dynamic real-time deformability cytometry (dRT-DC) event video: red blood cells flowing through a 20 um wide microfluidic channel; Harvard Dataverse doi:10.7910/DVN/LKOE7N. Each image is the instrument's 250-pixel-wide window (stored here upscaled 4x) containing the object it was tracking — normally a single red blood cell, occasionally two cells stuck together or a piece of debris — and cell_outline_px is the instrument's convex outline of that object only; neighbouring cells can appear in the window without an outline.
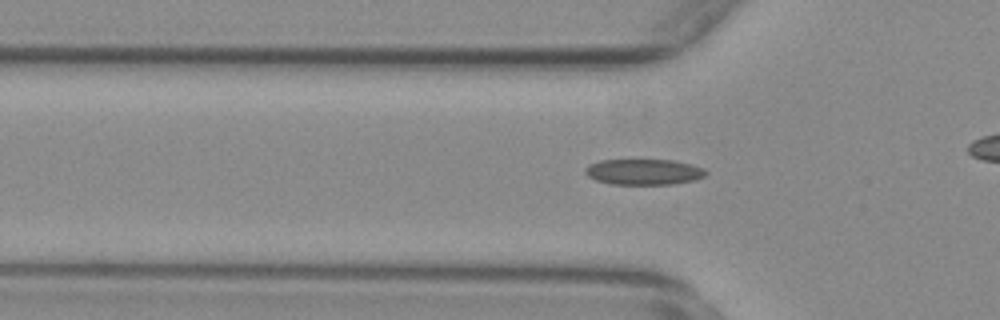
{"species": "common noctule bat (a hibernating species)", "species_latin": "Nyctalus noctula", "temperature_condition": "warm", "stored_images_in_passage": 32, "camera_frame_rate_fps": 3000, "um_per_image_px": 0.085, "animal": {"sex": "female", "body_mass_g": 29.2, "forearm_length_mm": 56.3}, "frame": {"image": 1, "passage_image": 6, "time_ms": 1.667, "image_size_px": [1000, 320], "cell_outline_px": [[708, 172], [704, 176], [696, 180], [672, 184], [612, 184], [596, 180], [588, 176], [584, 172], [584, 168], [588, 164], [600, 160], [672, 160], [692, 164], [704, 168]], "centroid_in_image_um": [54.72, 14.6], "position_along_channel_um": 71.1, "area_um2": 18.21}}
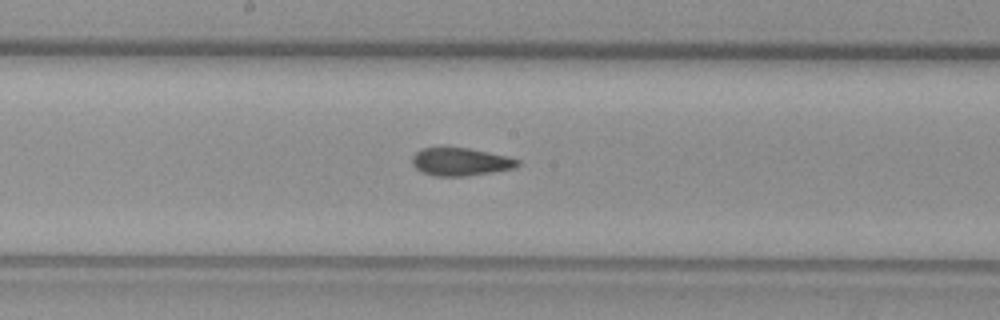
{"frame": {"image": 2, "passage_image": 17, "time_ms": 5.333, "image_size_px": [1000, 320], "cell_outline_px": [[520, 164], [516, 168], [492, 172], [464, 176], [436, 176], [424, 172], [416, 168], [412, 164], [412, 156], [416, 152], [424, 148], [468, 148], [508, 156], [520, 160]], "centroid_in_image_um": [39.18, 13.75], "position_along_channel_um": 209.0, "area_um2": 16.99}}
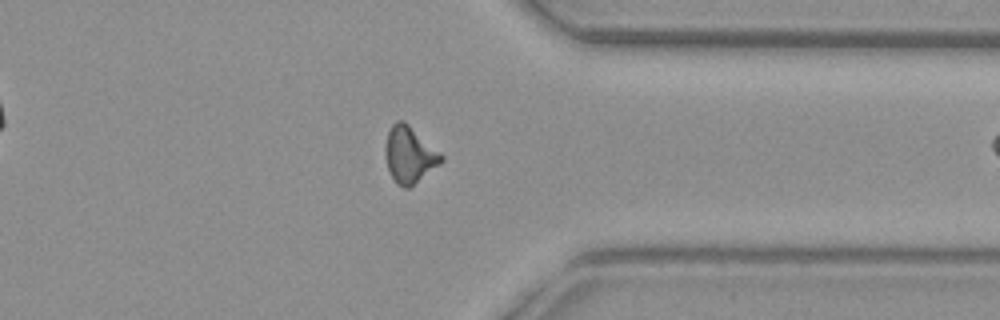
{"frame": {"image": 3, "passage_image": 31, "time_ms": 10.0, "image_size_px": [1000, 320], "cell_outline_px": [[444, 160], [440, 164], [408, 188], [404, 188], [396, 184], [388, 168], [384, 152], [384, 148], [388, 132], [392, 124], [396, 120], [404, 120], [440, 152], [444, 156]], "centroid_in_image_um": [34.79, 13.14], "position_along_channel_um": 376.6, "area_um2": 18.32}}